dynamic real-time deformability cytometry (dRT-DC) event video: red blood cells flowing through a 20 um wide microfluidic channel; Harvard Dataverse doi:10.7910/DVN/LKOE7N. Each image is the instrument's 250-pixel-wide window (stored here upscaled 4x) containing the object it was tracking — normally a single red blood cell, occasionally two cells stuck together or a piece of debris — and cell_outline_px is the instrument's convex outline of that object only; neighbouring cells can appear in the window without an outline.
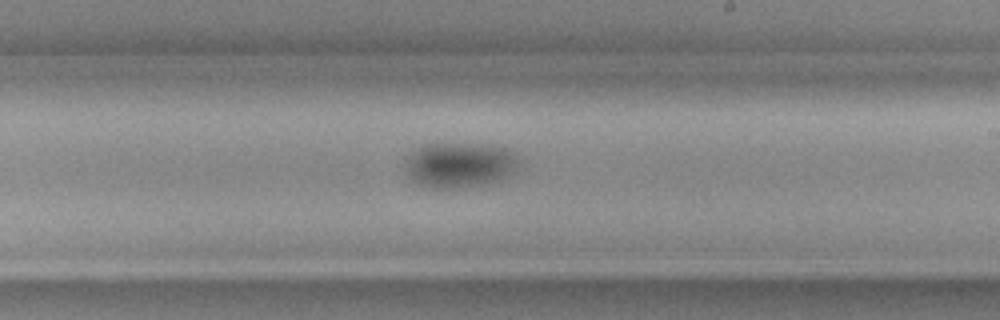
{"species": "common noctule bat (a hibernating species)", "species_latin": "Nyctalus noctula", "temperature_condition": "cold", "stored_images_in_passage": 37, "camera_frame_rate_fps": 3000, "um_per_image_px": 0.085, "animal": {"sex": "female", "body_mass_g": 19.3, "forearm_length_mm": 54.1}, "frame": {"image": 1, "passage_image": 17, "time_ms": 5.333, "image_size_px": [1000, 320], "cell_outline_px": [[520, 168], [516, 172], [492, 184], [448, 188], [432, 188], [420, 184], [412, 180], [404, 172], [404, 164], [408, 156], [416, 148], [424, 144], [468, 144], [504, 148], [516, 156], [520, 160]], "centroid_in_image_um": [39.06, 14.04], "position_along_channel_um": 249.9, "area_um2": 30.11}}
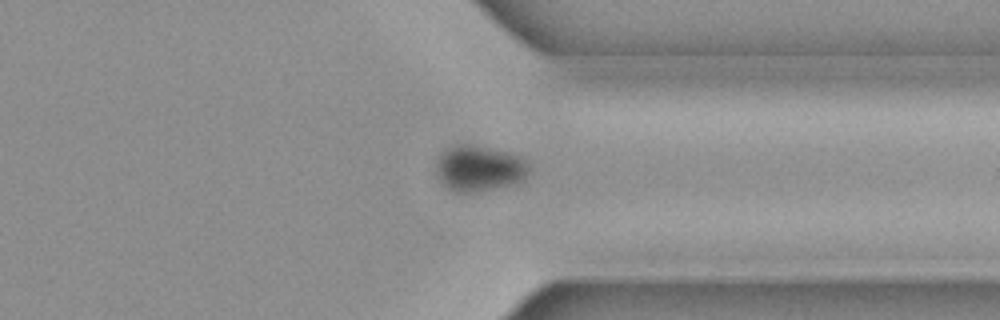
{"frame": {"image": 2, "passage_image": 27, "time_ms": 8.667, "image_size_px": [1000, 320], "cell_outline_px": [[532, 172], [520, 184], [472, 192], [456, 192], [448, 188], [436, 176], [436, 156], [444, 148], [456, 144], [472, 144], [512, 152], [528, 160], [532, 164]], "centroid_in_image_um": [40.8, 14.29], "position_along_channel_um": 370.6, "area_um2": 26.01}}
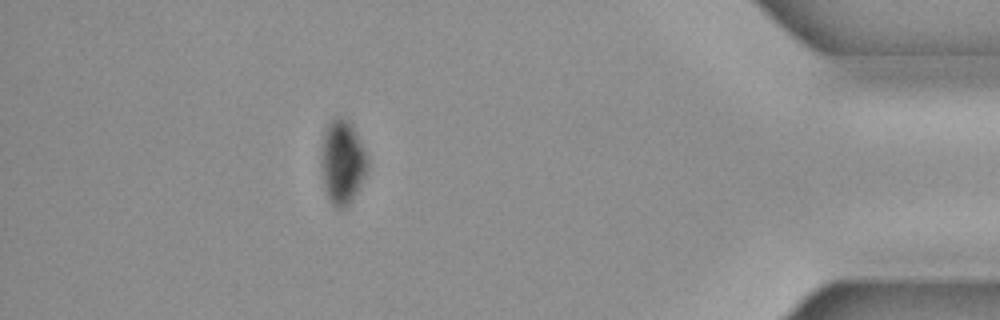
{"frame": {"image": 3, "passage_image": 34, "time_ms": 11.0, "image_size_px": [1000, 320], "cell_outline_px": [[368, 168], [356, 192], [348, 204], [344, 208], [336, 208], [332, 204], [324, 188], [320, 172], [320, 156], [324, 132], [328, 124], [336, 116], [340, 116], [348, 120], [352, 124], [368, 156]], "centroid_in_image_um": [29.08, 13.75], "position_along_channel_um": 406.1, "area_um2": 22.83}}